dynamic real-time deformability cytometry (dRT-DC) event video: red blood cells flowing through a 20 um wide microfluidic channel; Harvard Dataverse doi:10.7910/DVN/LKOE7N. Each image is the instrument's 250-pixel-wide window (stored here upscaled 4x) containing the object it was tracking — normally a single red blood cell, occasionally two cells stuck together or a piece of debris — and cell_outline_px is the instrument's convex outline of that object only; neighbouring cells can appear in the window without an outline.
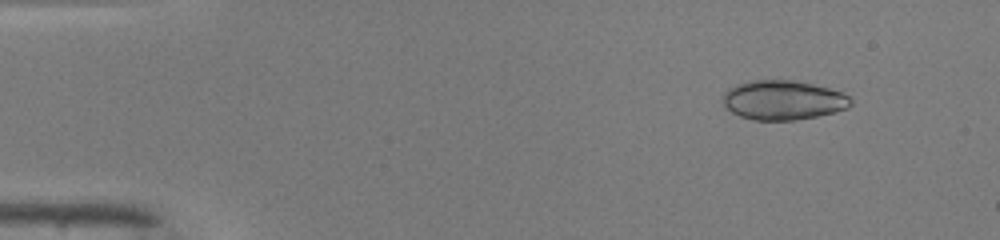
{"species": "common noctule bat (a hibernating species)", "species_latin": "Nyctalus noctula", "temperature_condition": "warm", "stored_images_in_passage": 6, "camera_frame_rate_fps": 3000, "um_per_image_px": 0.085, "animal": {"sex": "male", "body_mass_g": 19.0, "forearm_length_mm": 50.8}, "frame": {"image": 1, "passage_image": 1, "time_ms": 0.0, "image_size_px": [1000, 240], "cell_outline_px": [[852, 104], [848, 108], [836, 112], [796, 120], [752, 120], [740, 116], [732, 112], [724, 104], [724, 92], [728, 88], [736, 84], [752, 80], [792, 80], [812, 84], [828, 88], [840, 92], [848, 96], [852, 100]], "centroid_in_image_um": [66.57, 8.51], "position_along_channel_um": 18.4, "area_um2": 29.3}}